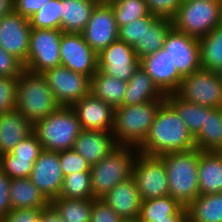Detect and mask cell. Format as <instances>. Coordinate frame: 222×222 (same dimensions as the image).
Wrapping results in <instances>:
<instances>
[{"mask_svg":"<svg viewBox=\"0 0 222 222\" xmlns=\"http://www.w3.org/2000/svg\"><path fill=\"white\" fill-rule=\"evenodd\" d=\"M193 148H197L195 138L173 106L165 100L157 111L146 140L138 148L139 152L160 156Z\"/></svg>","mask_w":222,"mask_h":222,"instance_id":"cell-1","label":"cell"},{"mask_svg":"<svg viewBox=\"0 0 222 222\" xmlns=\"http://www.w3.org/2000/svg\"><path fill=\"white\" fill-rule=\"evenodd\" d=\"M200 149L169 152L160 155L169 184V195L181 206L187 207L199 196Z\"/></svg>","mask_w":222,"mask_h":222,"instance_id":"cell-2","label":"cell"},{"mask_svg":"<svg viewBox=\"0 0 222 222\" xmlns=\"http://www.w3.org/2000/svg\"><path fill=\"white\" fill-rule=\"evenodd\" d=\"M59 107L44 75L24 69L18 76L15 109L34 125Z\"/></svg>","mask_w":222,"mask_h":222,"instance_id":"cell-3","label":"cell"},{"mask_svg":"<svg viewBox=\"0 0 222 222\" xmlns=\"http://www.w3.org/2000/svg\"><path fill=\"white\" fill-rule=\"evenodd\" d=\"M164 101H148L115 108L112 134L118 145L139 148L149 133L160 105Z\"/></svg>","mask_w":222,"mask_h":222,"instance_id":"cell-4","label":"cell"},{"mask_svg":"<svg viewBox=\"0 0 222 222\" xmlns=\"http://www.w3.org/2000/svg\"><path fill=\"white\" fill-rule=\"evenodd\" d=\"M138 153L136 147L118 145L91 167L92 193L96 199L102 198L118 183L132 177Z\"/></svg>","mask_w":222,"mask_h":222,"instance_id":"cell-5","label":"cell"},{"mask_svg":"<svg viewBox=\"0 0 222 222\" xmlns=\"http://www.w3.org/2000/svg\"><path fill=\"white\" fill-rule=\"evenodd\" d=\"M82 128L71 107L60 106L55 112L33 125V132L43 150L60 152L73 149Z\"/></svg>","mask_w":222,"mask_h":222,"instance_id":"cell-6","label":"cell"},{"mask_svg":"<svg viewBox=\"0 0 222 222\" xmlns=\"http://www.w3.org/2000/svg\"><path fill=\"white\" fill-rule=\"evenodd\" d=\"M172 22L177 31L200 39L222 22V1L184 0Z\"/></svg>","mask_w":222,"mask_h":222,"instance_id":"cell-7","label":"cell"},{"mask_svg":"<svg viewBox=\"0 0 222 222\" xmlns=\"http://www.w3.org/2000/svg\"><path fill=\"white\" fill-rule=\"evenodd\" d=\"M176 94L190 103L210 108L222 107V81L214 70L200 68L183 77Z\"/></svg>","mask_w":222,"mask_h":222,"instance_id":"cell-8","label":"cell"},{"mask_svg":"<svg viewBox=\"0 0 222 222\" xmlns=\"http://www.w3.org/2000/svg\"><path fill=\"white\" fill-rule=\"evenodd\" d=\"M61 29H31L29 51L24 69L43 74L61 65Z\"/></svg>","mask_w":222,"mask_h":222,"instance_id":"cell-9","label":"cell"},{"mask_svg":"<svg viewBox=\"0 0 222 222\" xmlns=\"http://www.w3.org/2000/svg\"><path fill=\"white\" fill-rule=\"evenodd\" d=\"M132 177L142 201L169 196L166 168L159 156L139 152L134 163Z\"/></svg>","mask_w":222,"mask_h":222,"instance_id":"cell-10","label":"cell"},{"mask_svg":"<svg viewBox=\"0 0 222 222\" xmlns=\"http://www.w3.org/2000/svg\"><path fill=\"white\" fill-rule=\"evenodd\" d=\"M60 106L71 107L90 93L91 79L59 65L43 73Z\"/></svg>","mask_w":222,"mask_h":222,"instance_id":"cell-11","label":"cell"},{"mask_svg":"<svg viewBox=\"0 0 222 222\" xmlns=\"http://www.w3.org/2000/svg\"><path fill=\"white\" fill-rule=\"evenodd\" d=\"M61 65L91 79L98 70L97 53L85 41L82 33H62Z\"/></svg>","mask_w":222,"mask_h":222,"instance_id":"cell-12","label":"cell"},{"mask_svg":"<svg viewBox=\"0 0 222 222\" xmlns=\"http://www.w3.org/2000/svg\"><path fill=\"white\" fill-rule=\"evenodd\" d=\"M163 49L168 52L173 65L182 77L201 68L198 38L179 32L172 27L166 35Z\"/></svg>","mask_w":222,"mask_h":222,"instance_id":"cell-13","label":"cell"},{"mask_svg":"<svg viewBox=\"0 0 222 222\" xmlns=\"http://www.w3.org/2000/svg\"><path fill=\"white\" fill-rule=\"evenodd\" d=\"M98 70L122 81H128L140 66V58L126 42L117 40L97 54Z\"/></svg>","mask_w":222,"mask_h":222,"instance_id":"cell-14","label":"cell"},{"mask_svg":"<svg viewBox=\"0 0 222 222\" xmlns=\"http://www.w3.org/2000/svg\"><path fill=\"white\" fill-rule=\"evenodd\" d=\"M118 30L111 5L108 2H100L92 11L82 35L89 46L99 54L118 40Z\"/></svg>","mask_w":222,"mask_h":222,"instance_id":"cell-15","label":"cell"},{"mask_svg":"<svg viewBox=\"0 0 222 222\" xmlns=\"http://www.w3.org/2000/svg\"><path fill=\"white\" fill-rule=\"evenodd\" d=\"M31 29L29 19L16 12L0 19V47L24 66L29 51Z\"/></svg>","mask_w":222,"mask_h":222,"instance_id":"cell-16","label":"cell"},{"mask_svg":"<svg viewBox=\"0 0 222 222\" xmlns=\"http://www.w3.org/2000/svg\"><path fill=\"white\" fill-rule=\"evenodd\" d=\"M29 178L49 201L57 198L64 179L59 152L43 150L35 161Z\"/></svg>","mask_w":222,"mask_h":222,"instance_id":"cell-17","label":"cell"},{"mask_svg":"<svg viewBox=\"0 0 222 222\" xmlns=\"http://www.w3.org/2000/svg\"><path fill=\"white\" fill-rule=\"evenodd\" d=\"M71 108L76 113L82 130L112 131L115 109L92 93L85 95Z\"/></svg>","mask_w":222,"mask_h":222,"instance_id":"cell-18","label":"cell"},{"mask_svg":"<svg viewBox=\"0 0 222 222\" xmlns=\"http://www.w3.org/2000/svg\"><path fill=\"white\" fill-rule=\"evenodd\" d=\"M140 65L164 95L178 91L183 77L178 73L165 49L161 48L141 58Z\"/></svg>","mask_w":222,"mask_h":222,"instance_id":"cell-19","label":"cell"},{"mask_svg":"<svg viewBox=\"0 0 222 222\" xmlns=\"http://www.w3.org/2000/svg\"><path fill=\"white\" fill-rule=\"evenodd\" d=\"M100 199L122 219L139 218L142 200L133 177L118 183Z\"/></svg>","mask_w":222,"mask_h":222,"instance_id":"cell-20","label":"cell"},{"mask_svg":"<svg viewBox=\"0 0 222 222\" xmlns=\"http://www.w3.org/2000/svg\"><path fill=\"white\" fill-rule=\"evenodd\" d=\"M117 146L112 131L82 130L76 138L73 149L92 167Z\"/></svg>","mask_w":222,"mask_h":222,"instance_id":"cell-21","label":"cell"},{"mask_svg":"<svg viewBox=\"0 0 222 222\" xmlns=\"http://www.w3.org/2000/svg\"><path fill=\"white\" fill-rule=\"evenodd\" d=\"M33 132V125L22 113L13 109L0 115V155L13 148Z\"/></svg>","mask_w":222,"mask_h":222,"instance_id":"cell-22","label":"cell"},{"mask_svg":"<svg viewBox=\"0 0 222 222\" xmlns=\"http://www.w3.org/2000/svg\"><path fill=\"white\" fill-rule=\"evenodd\" d=\"M199 195L222 192V155L201 151L198 164Z\"/></svg>","mask_w":222,"mask_h":222,"instance_id":"cell-23","label":"cell"},{"mask_svg":"<svg viewBox=\"0 0 222 222\" xmlns=\"http://www.w3.org/2000/svg\"><path fill=\"white\" fill-rule=\"evenodd\" d=\"M165 100V95L140 65L135 74L127 81L122 105H138L148 101Z\"/></svg>","mask_w":222,"mask_h":222,"instance_id":"cell-24","label":"cell"},{"mask_svg":"<svg viewBox=\"0 0 222 222\" xmlns=\"http://www.w3.org/2000/svg\"><path fill=\"white\" fill-rule=\"evenodd\" d=\"M98 3L96 0H61L62 32L82 33Z\"/></svg>","mask_w":222,"mask_h":222,"instance_id":"cell-25","label":"cell"},{"mask_svg":"<svg viewBox=\"0 0 222 222\" xmlns=\"http://www.w3.org/2000/svg\"><path fill=\"white\" fill-rule=\"evenodd\" d=\"M9 194L12 209H42L50 204L29 177L11 178Z\"/></svg>","mask_w":222,"mask_h":222,"instance_id":"cell-26","label":"cell"},{"mask_svg":"<svg viewBox=\"0 0 222 222\" xmlns=\"http://www.w3.org/2000/svg\"><path fill=\"white\" fill-rule=\"evenodd\" d=\"M126 89V81L106 75L101 70L91 77L90 93L114 109L123 104Z\"/></svg>","mask_w":222,"mask_h":222,"instance_id":"cell-27","label":"cell"},{"mask_svg":"<svg viewBox=\"0 0 222 222\" xmlns=\"http://www.w3.org/2000/svg\"><path fill=\"white\" fill-rule=\"evenodd\" d=\"M186 209L187 222H222V192L199 195Z\"/></svg>","mask_w":222,"mask_h":222,"instance_id":"cell-28","label":"cell"},{"mask_svg":"<svg viewBox=\"0 0 222 222\" xmlns=\"http://www.w3.org/2000/svg\"><path fill=\"white\" fill-rule=\"evenodd\" d=\"M165 99L173 106L179 116L183 119L188 131L195 138L205 124L206 113L211 108L184 101L176 93L166 94Z\"/></svg>","mask_w":222,"mask_h":222,"instance_id":"cell-29","label":"cell"},{"mask_svg":"<svg viewBox=\"0 0 222 222\" xmlns=\"http://www.w3.org/2000/svg\"><path fill=\"white\" fill-rule=\"evenodd\" d=\"M195 144L201 151L217 152L222 146V107L211 108L206 113L205 124L195 137Z\"/></svg>","mask_w":222,"mask_h":222,"instance_id":"cell-30","label":"cell"},{"mask_svg":"<svg viewBox=\"0 0 222 222\" xmlns=\"http://www.w3.org/2000/svg\"><path fill=\"white\" fill-rule=\"evenodd\" d=\"M199 44L201 68L218 71L222 67V22L201 37Z\"/></svg>","mask_w":222,"mask_h":222,"instance_id":"cell-31","label":"cell"},{"mask_svg":"<svg viewBox=\"0 0 222 222\" xmlns=\"http://www.w3.org/2000/svg\"><path fill=\"white\" fill-rule=\"evenodd\" d=\"M172 27L171 20L158 18L149 29H146L142 40L133 47L137 57L141 59L163 48L166 35Z\"/></svg>","mask_w":222,"mask_h":222,"instance_id":"cell-32","label":"cell"},{"mask_svg":"<svg viewBox=\"0 0 222 222\" xmlns=\"http://www.w3.org/2000/svg\"><path fill=\"white\" fill-rule=\"evenodd\" d=\"M50 204L63 222H90L93 199L54 198Z\"/></svg>","mask_w":222,"mask_h":222,"instance_id":"cell-33","label":"cell"},{"mask_svg":"<svg viewBox=\"0 0 222 222\" xmlns=\"http://www.w3.org/2000/svg\"><path fill=\"white\" fill-rule=\"evenodd\" d=\"M181 205L170 195L142 201L139 219L141 222H154L167 219L173 215Z\"/></svg>","mask_w":222,"mask_h":222,"instance_id":"cell-34","label":"cell"},{"mask_svg":"<svg viewBox=\"0 0 222 222\" xmlns=\"http://www.w3.org/2000/svg\"><path fill=\"white\" fill-rule=\"evenodd\" d=\"M60 198L96 199L92 193L91 172H77L64 176Z\"/></svg>","mask_w":222,"mask_h":222,"instance_id":"cell-35","label":"cell"},{"mask_svg":"<svg viewBox=\"0 0 222 222\" xmlns=\"http://www.w3.org/2000/svg\"><path fill=\"white\" fill-rule=\"evenodd\" d=\"M117 27L149 14L145 0H110Z\"/></svg>","mask_w":222,"mask_h":222,"instance_id":"cell-36","label":"cell"},{"mask_svg":"<svg viewBox=\"0 0 222 222\" xmlns=\"http://www.w3.org/2000/svg\"><path fill=\"white\" fill-rule=\"evenodd\" d=\"M61 0H51L29 18L31 28L60 29Z\"/></svg>","mask_w":222,"mask_h":222,"instance_id":"cell-37","label":"cell"},{"mask_svg":"<svg viewBox=\"0 0 222 222\" xmlns=\"http://www.w3.org/2000/svg\"><path fill=\"white\" fill-rule=\"evenodd\" d=\"M157 19L156 16L148 14L147 16L133 20L119 27L118 40L126 42L128 45L134 47L139 40H142L146 29H149Z\"/></svg>","mask_w":222,"mask_h":222,"instance_id":"cell-38","label":"cell"},{"mask_svg":"<svg viewBox=\"0 0 222 222\" xmlns=\"http://www.w3.org/2000/svg\"><path fill=\"white\" fill-rule=\"evenodd\" d=\"M36 160L17 159L11 152L0 155V169L10 178H28Z\"/></svg>","mask_w":222,"mask_h":222,"instance_id":"cell-39","label":"cell"},{"mask_svg":"<svg viewBox=\"0 0 222 222\" xmlns=\"http://www.w3.org/2000/svg\"><path fill=\"white\" fill-rule=\"evenodd\" d=\"M59 159L64 176L77 172H90L91 170V166L86 159L74 149L60 151Z\"/></svg>","mask_w":222,"mask_h":222,"instance_id":"cell-40","label":"cell"},{"mask_svg":"<svg viewBox=\"0 0 222 222\" xmlns=\"http://www.w3.org/2000/svg\"><path fill=\"white\" fill-rule=\"evenodd\" d=\"M18 77L0 76V115L16 107Z\"/></svg>","mask_w":222,"mask_h":222,"instance_id":"cell-41","label":"cell"},{"mask_svg":"<svg viewBox=\"0 0 222 222\" xmlns=\"http://www.w3.org/2000/svg\"><path fill=\"white\" fill-rule=\"evenodd\" d=\"M43 151L41 142L38 140L36 134L32 132L21 142H19L11 151L17 159L23 160H37Z\"/></svg>","mask_w":222,"mask_h":222,"instance_id":"cell-42","label":"cell"},{"mask_svg":"<svg viewBox=\"0 0 222 222\" xmlns=\"http://www.w3.org/2000/svg\"><path fill=\"white\" fill-rule=\"evenodd\" d=\"M184 0H145L149 14L173 20Z\"/></svg>","mask_w":222,"mask_h":222,"instance_id":"cell-43","label":"cell"},{"mask_svg":"<svg viewBox=\"0 0 222 222\" xmlns=\"http://www.w3.org/2000/svg\"><path fill=\"white\" fill-rule=\"evenodd\" d=\"M122 218L103 200L93 199L90 222H121Z\"/></svg>","mask_w":222,"mask_h":222,"instance_id":"cell-44","label":"cell"},{"mask_svg":"<svg viewBox=\"0 0 222 222\" xmlns=\"http://www.w3.org/2000/svg\"><path fill=\"white\" fill-rule=\"evenodd\" d=\"M23 70L24 65L0 47V76L18 77Z\"/></svg>","mask_w":222,"mask_h":222,"instance_id":"cell-45","label":"cell"},{"mask_svg":"<svg viewBox=\"0 0 222 222\" xmlns=\"http://www.w3.org/2000/svg\"><path fill=\"white\" fill-rule=\"evenodd\" d=\"M11 178L0 169V219L2 220L11 210L10 187Z\"/></svg>","mask_w":222,"mask_h":222,"instance_id":"cell-46","label":"cell"},{"mask_svg":"<svg viewBox=\"0 0 222 222\" xmlns=\"http://www.w3.org/2000/svg\"><path fill=\"white\" fill-rule=\"evenodd\" d=\"M40 214L41 209H12L2 222H36Z\"/></svg>","mask_w":222,"mask_h":222,"instance_id":"cell-47","label":"cell"},{"mask_svg":"<svg viewBox=\"0 0 222 222\" xmlns=\"http://www.w3.org/2000/svg\"><path fill=\"white\" fill-rule=\"evenodd\" d=\"M51 0H14V12L29 19Z\"/></svg>","mask_w":222,"mask_h":222,"instance_id":"cell-48","label":"cell"},{"mask_svg":"<svg viewBox=\"0 0 222 222\" xmlns=\"http://www.w3.org/2000/svg\"><path fill=\"white\" fill-rule=\"evenodd\" d=\"M39 219L41 222H63L60 215L51 204L41 209Z\"/></svg>","mask_w":222,"mask_h":222,"instance_id":"cell-49","label":"cell"},{"mask_svg":"<svg viewBox=\"0 0 222 222\" xmlns=\"http://www.w3.org/2000/svg\"><path fill=\"white\" fill-rule=\"evenodd\" d=\"M154 222H187V209L181 206L173 215L167 219L155 220Z\"/></svg>","mask_w":222,"mask_h":222,"instance_id":"cell-50","label":"cell"},{"mask_svg":"<svg viewBox=\"0 0 222 222\" xmlns=\"http://www.w3.org/2000/svg\"><path fill=\"white\" fill-rule=\"evenodd\" d=\"M14 12V0H0V19Z\"/></svg>","mask_w":222,"mask_h":222,"instance_id":"cell-51","label":"cell"},{"mask_svg":"<svg viewBox=\"0 0 222 222\" xmlns=\"http://www.w3.org/2000/svg\"><path fill=\"white\" fill-rule=\"evenodd\" d=\"M121 222H141L139 218H133V219H122Z\"/></svg>","mask_w":222,"mask_h":222,"instance_id":"cell-52","label":"cell"},{"mask_svg":"<svg viewBox=\"0 0 222 222\" xmlns=\"http://www.w3.org/2000/svg\"><path fill=\"white\" fill-rule=\"evenodd\" d=\"M221 81H222V67L217 71Z\"/></svg>","mask_w":222,"mask_h":222,"instance_id":"cell-53","label":"cell"},{"mask_svg":"<svg viewBox=\"0 0 222 222\" xmlns=\"http://www.w3.org/2000/svg\"><path fill=\"white\" fill-rule=\"evenodd\" d=\"M97 2H109L110 0H96Z\"/></svg>","mask_w":222,"mask_h":222,"instance_id":"cell-54","label":"cell"},{"mask_svg":"<svg viewBox=\"0 0 222 222\" xmlns=\"http://www.w3.org/2000/svg\"><path fill=\"white\" fill-rule=\"evenodd\" d=\"M217 152H219L222 155V146Z\"/></svg>","mask_w":222,"mask_h":222,"instance_id":"cell-55","label":"cell"}]
</instances>
